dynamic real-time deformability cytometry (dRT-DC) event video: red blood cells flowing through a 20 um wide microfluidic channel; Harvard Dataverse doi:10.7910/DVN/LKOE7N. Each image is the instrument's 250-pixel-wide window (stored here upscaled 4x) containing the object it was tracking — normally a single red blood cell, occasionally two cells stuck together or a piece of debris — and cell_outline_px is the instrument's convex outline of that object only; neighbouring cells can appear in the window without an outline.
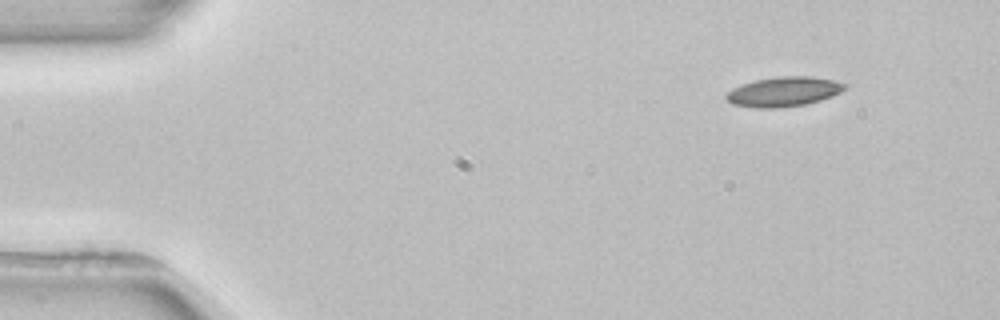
{"species": "common noctule bat (a hibernating species)", "species_latin": "Nyctalus noctula", "temperature_condition": "room temperature", "stored_images_in_passage": 3, "camera_frame_rate_fps": 3000, "um_per_image_px": 0.085, "animal": {"sex": "female", "body_mass_g": 22.7, "forearm_length_mm": 54.2}, "frame": {"image": 1, "passage_image": 1, "time_ms": 0.0, "image_size_px": [1000, 320], "cell_outline_px": [[848, 88], [832, 96], [820, 100], [804, 104], [780, 108], [756, 108], [732, 104], [724, 96], [732, 88], [740, 84], [756, 80], [780, 76], [812, 76], [836, 80], [848, 84]], "centroid_in_image_um": [66.64, 7.78], "position_along_channel_um": 18.4, "area_um2": 20.69}}